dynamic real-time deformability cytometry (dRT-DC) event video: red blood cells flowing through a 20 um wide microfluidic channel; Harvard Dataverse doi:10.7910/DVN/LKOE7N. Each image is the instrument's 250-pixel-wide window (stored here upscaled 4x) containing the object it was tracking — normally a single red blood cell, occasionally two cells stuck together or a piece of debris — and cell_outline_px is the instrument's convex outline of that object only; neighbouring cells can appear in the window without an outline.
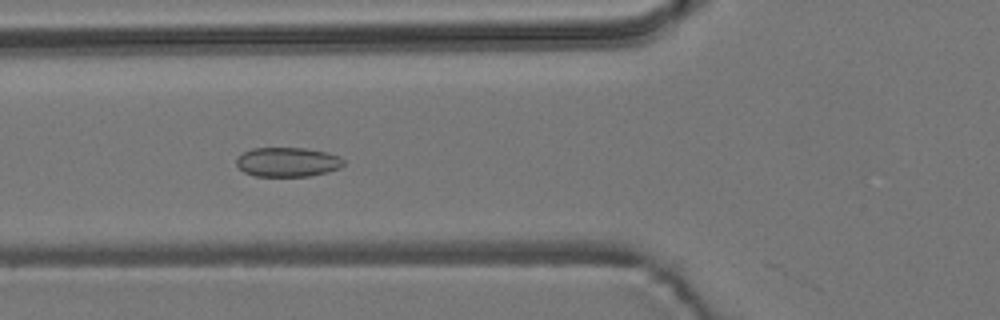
{"species": "common noctule bat (a hibernating species)", "species_latin": "Nyctalus noctula", "temperature_condition": "room temperature", "stored_images_in_passage": 8, "camera_frame_rate_fps": 3000, "um_per_image_px": 0.085, "animal": {"sex": "male", "body_mass_g": 19.2, "forearm_length_mm": 51.8}, "frame": {"image": 1, "passage_image": 6, "time_ms": 5.667, "image_size_px": [1000, 320], "cell_outline_px": [[344, 164], [340, 168], [328, 172], [308, 176], [256, 176], [244, 172], [236, 164], [236, 156], [252, 148], [304, 148], [324, 152], [340, 156], [344, 160]], "centroid_in_image_um": [24.43, 13.77], "position_along_channel_um": 101.4, "area_um2": 18.38}}
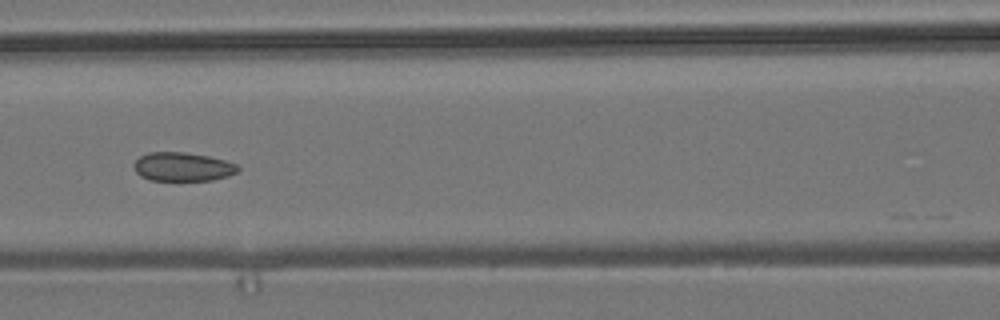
{"frame": {"image": 2, "passage_image": 7, "time_ms": 7.0, "image_size_px": [1000, 320], "cell_outline_px": [[240, 168], [236, 172], [228, 176], [212, 180], [152, 180], [140, 176], [136, 172], [132, 164], [140, 156], [148, 152], [184, 152], [208, 156], [224, 160], [236, 164]], "centroid_in_image_um": [15.5, 14.17], "position_along_channel_um": 151.1, "area_um2": 17.4}}
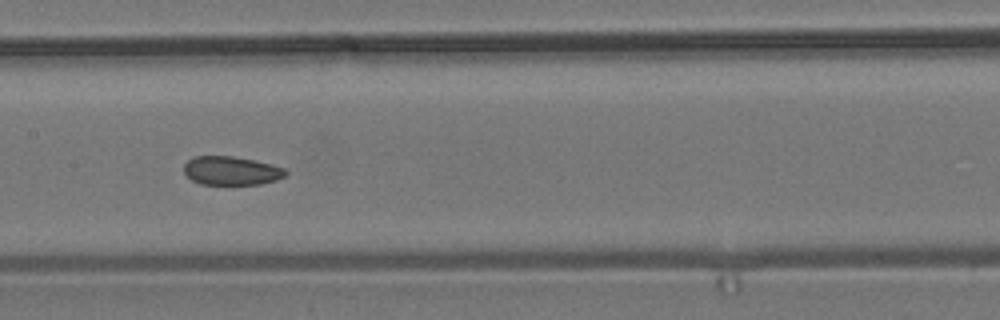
{"frame": {"image": 3, "passage_image": 8, "time_ms": 8.0, "image_size_px": [1000, 320], "cell_outline_px": [[288, 176], [276, 180], [260, 184], [200, 184], [192, 180], [184, 172], [184, 164], [188, 160], [196, 156], [232, 156], [256, 160], [284, 168], [288, 172]], "centroid_in_image_um": [19.69, 14.51], "position_along_channel_um": 187.7, "area_um2": 17.05}}